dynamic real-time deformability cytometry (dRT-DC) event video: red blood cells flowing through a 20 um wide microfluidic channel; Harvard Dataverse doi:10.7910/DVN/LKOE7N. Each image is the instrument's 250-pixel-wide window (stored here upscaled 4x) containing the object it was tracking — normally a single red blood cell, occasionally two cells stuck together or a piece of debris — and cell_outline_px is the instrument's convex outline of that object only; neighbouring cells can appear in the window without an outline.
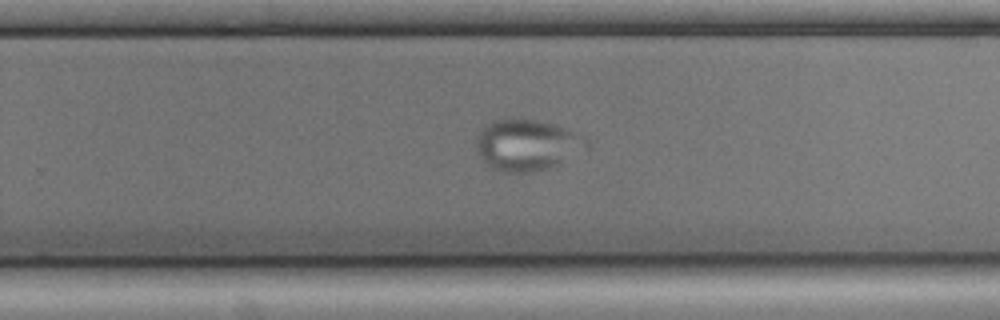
{"species": "common noctule bat (a hibernating species)", "species_latin": "Nyctalus noctula", "temperature_condition": "cold", "stored_images_in_passage": 45, "camera_frame_rate_fps": 3000, "um_per_image_px": 0.085, "animal": {"sex": "male", "body_mass_g": 17.9, "forearm_length_mm": 54.2}, "frame": {"image": 1, "passage_image": 25, "time_ms": 8.0, "image_size_px": [1000, 320], "cell_outline_px": [[592, 140], [588, 148], [548, 168], [532, 172], [504, 172], [492, 168], [480, 156], [476, 148], [476, 140], [484, 124], [492, 120], [540, 120], [568, 128], [580, 132], [588, 136]], "centroid_in_image_um": [44.87, 12.3], "position_along_channel_um": 284.9, "area_um2": 33.06}}
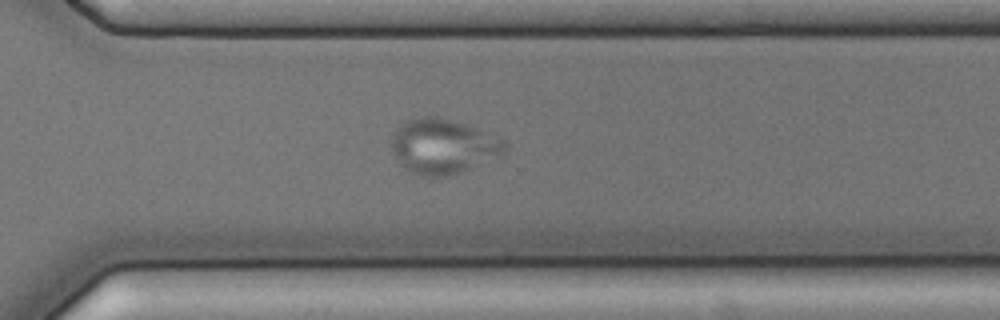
{"frame": {"image": 2, "passage_image": 29, "time_ms": 9.333, "image_size_px": [1000, 320], "cell_outline_px": [[508, 152], [448, 176], [416, 176], [404, 168], [400, 164], [392, 152], [392, 136], [396, 128], [400, 124], [408, 120], [424, 116], [432, 116], [464, 124], [476, 128], [504, 140], [508, 144]], "centroid_in_image_um": [37.63, 12.45], "position_along_channel_um": 333.0, "area_um2": 35.89}}
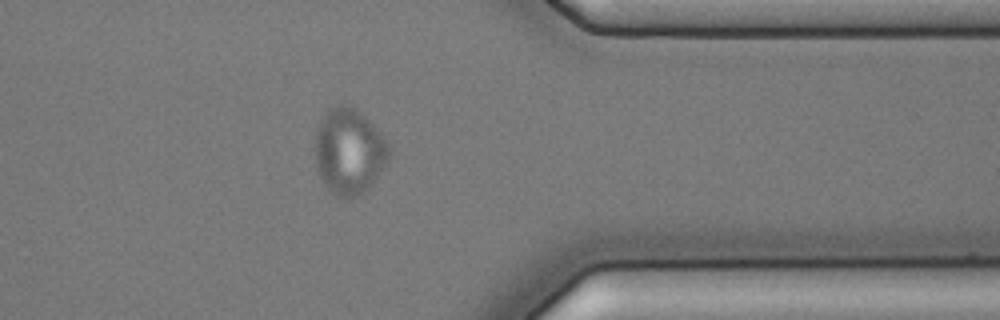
{"frame": {"image": 3, "passage_image": 34, "time_ms": 11.0, "image_size_px": [1000, 320], "cell_outline_px": [[392, 152], [388, 160], [372, 184], [364, 192], [348, 200], [336, 196], [324, 184], [316, 168], [316, 132], [320, 120], [328, 108], [340, 104], [348, 104], [356, 108], [384, 136]], "centroid_in_image_um": [29.68, 12.87], "position_along_channel_um": 381.7, "area_um2": 37.17}}